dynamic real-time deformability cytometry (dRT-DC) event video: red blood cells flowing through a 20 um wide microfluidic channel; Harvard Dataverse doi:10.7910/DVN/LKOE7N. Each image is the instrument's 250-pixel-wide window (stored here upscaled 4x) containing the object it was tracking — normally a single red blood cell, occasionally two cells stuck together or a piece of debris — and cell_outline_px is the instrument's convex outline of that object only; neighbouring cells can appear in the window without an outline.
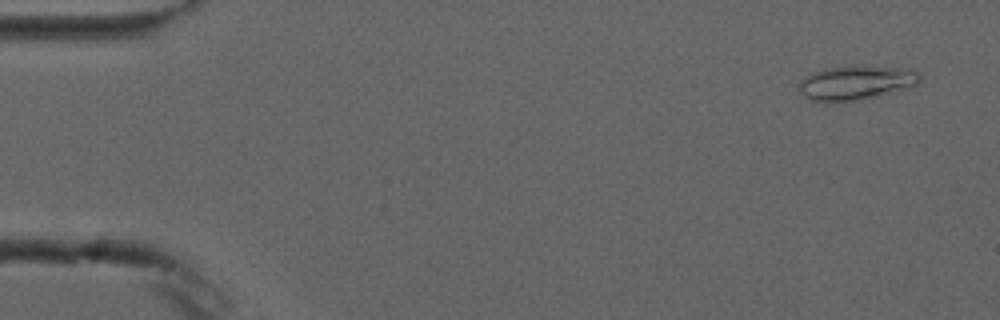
{"species": "common noctule bat (a hibernating species)", "species_latin": "Nyctalus noctula", "temperature_condition": "cold", "stored_images_in_passage": 6, "camera_frame_rate_fps": 3000, "um_per_image_px": 0.085, "animal": {"sex": "male", "forearm_length_mm": 52.5}, "frame": {"image": 1, "passage_image": 1, "time_ms": 0.0, "image_size_px": [1000, 320], "cell_outline_px": [[920, 80], [916, 84], [880, 96], [860, 100], [812, 100], [804, 96], [800, 92], [800, 80], [804, 76], [824, 68], [864, 64], [908, 68], [916, 72], [920, 76]], "centroid_in_image_um": [72.78, 6.98], "position_along_channel_um": 12.2, "area_um2": 24.1}}